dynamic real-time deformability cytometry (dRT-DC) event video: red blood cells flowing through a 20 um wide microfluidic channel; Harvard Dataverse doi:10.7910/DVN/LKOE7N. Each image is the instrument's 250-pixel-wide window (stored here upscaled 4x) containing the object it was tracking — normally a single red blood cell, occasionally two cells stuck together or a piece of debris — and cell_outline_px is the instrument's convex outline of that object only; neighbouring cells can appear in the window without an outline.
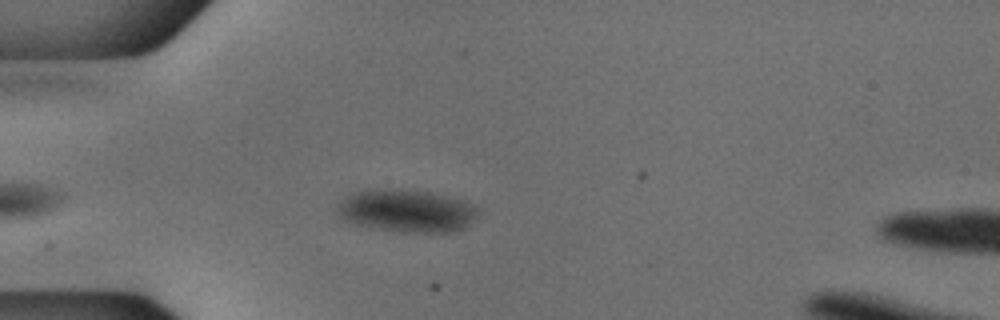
{"species": "common noctule bat (a hibernating species)", "species_latin": "Nyctalus noctula", "temperature_condition": "cold", "stored_images_in_passage": 39, "camera_frame_rate_fps": 3000, "um_per_image_px": 0.085, "animal": {"sex": "male", "body_mass_g": 18.8}, "frame": {"image": 1, "passage_image": 4, "time_ms": 1.0, "image_size_px": [1000, 320], "cell_outline_px": [[480, 212], [468, 228], [452, 232], [404, 232], [356, 224], [344, 220], [336, 212], [344, 196], [368, 188], [400, 188], [428, 192], [464, 200], [472, 204]], "centroid_in_image_um": [34.6, 17.9], "position_along_channel_um": 50.4, "area_um2": 35.26}}
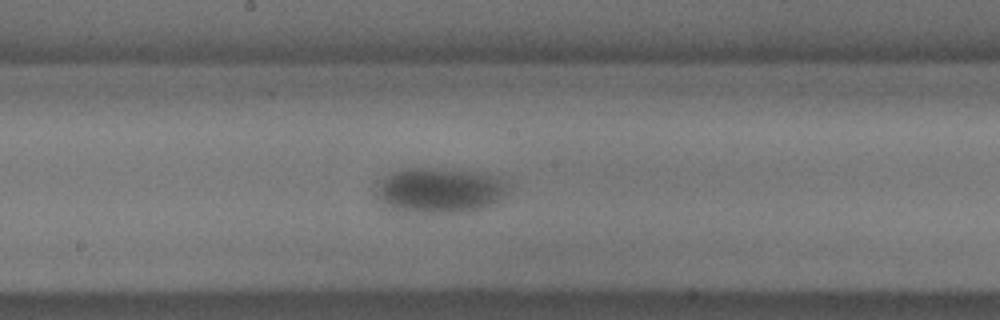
{"frame": {"image": 2, "passage_image": 18, "time_ms": 5.667, "image_size_px": [1000, 320], "cell_outline_px": [[508, 188], [496, 200], [480, 208], [468, 212], [404, 212], [388, 208], [376, 192], [376, 188], [384, 176], [408, 168], [432, 168], [484, 172], [496, 176], [504, 180], [508, 184]], "centroid_in_image_um": [37.35, 16.17], "position_along_channel_um": 210.8, "area_um2": 34.28}}
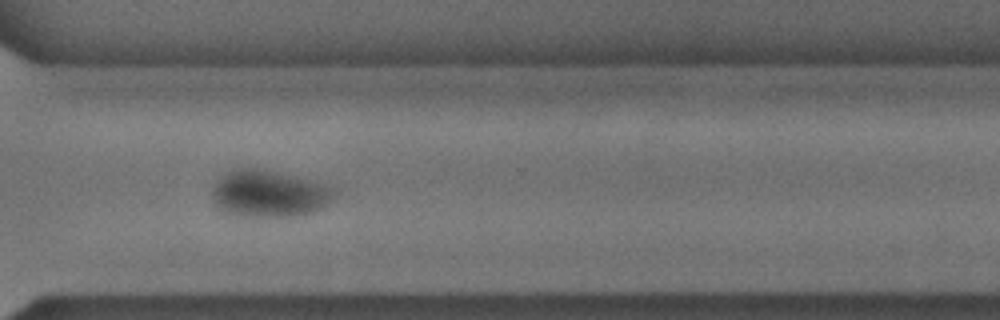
{"frame": {"image": 3, "passage_image": 29, "time_ms": 9.333, "image_size_px": [1000, 320], "cell_outline_px": [[336, 188], [332, 200], [320, 208], [304, 216], [248, 216], [224, 212], [212, 200], [212, 188], [228, 172], [240, 168], [260, 168], [308, 180]], "centroid_in_image_um": [22.88, 16.48], "position_along_channel_um": 347.7, "area_um2": 32.77}}